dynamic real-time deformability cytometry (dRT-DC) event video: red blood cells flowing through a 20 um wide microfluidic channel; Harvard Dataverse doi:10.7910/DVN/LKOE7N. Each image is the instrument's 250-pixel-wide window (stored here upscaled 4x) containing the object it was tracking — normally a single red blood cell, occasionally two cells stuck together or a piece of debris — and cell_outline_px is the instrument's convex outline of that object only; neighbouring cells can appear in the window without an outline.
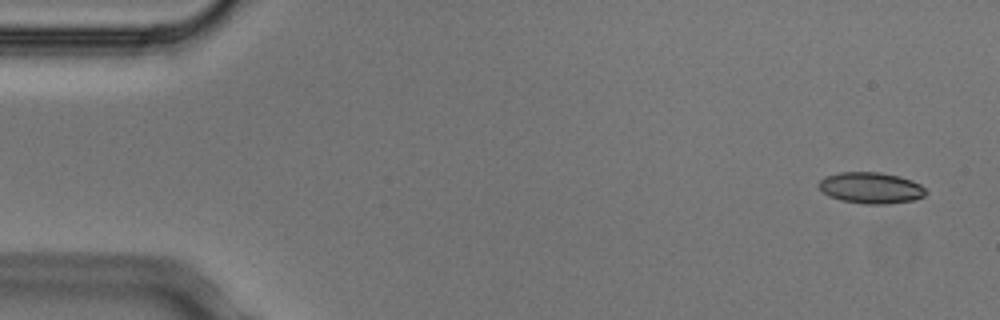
{"species": "Egyptian fruit bat (a non-hibernating species)", "species_latin": "Rousettus aegyptiacus", "temperature_condition": "cold", "stored_images_in_passage": 5, "camera_frame_rate_fps": 3000, "um_per_image_px": 0.085, "animal": {"sex": "male"}, "frame": {"image": 1, "passage_image": 1, "time_ms": 0.0, "image_size_px": [1000, 320], "cell_outline_px": [[928, 192], [924, 196], [912, 200], [888, 204], [864, 204], [840, 200], [828, 196], [816, 184], [824, 176], [840, 172], [880, 172], [912, 180], [920, 184]], "centroid_in_image_um": [74.0, 15.97], "position_along_channel_um": 11.0, "area_um2": 19.54}}